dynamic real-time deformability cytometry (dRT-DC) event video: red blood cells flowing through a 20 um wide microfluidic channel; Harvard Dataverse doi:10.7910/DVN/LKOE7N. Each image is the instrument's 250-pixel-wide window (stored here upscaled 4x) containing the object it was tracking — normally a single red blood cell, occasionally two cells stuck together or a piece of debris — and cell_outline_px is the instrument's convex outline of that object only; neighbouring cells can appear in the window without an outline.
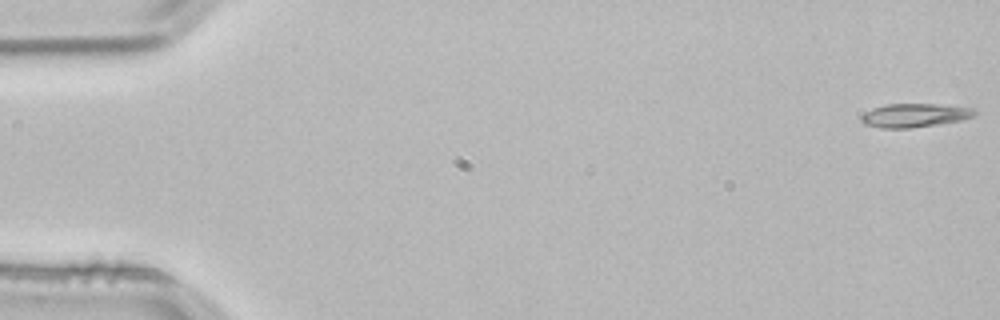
{"species": "common noctule bat (a hibernating species)", "species_latin": "Nyctalus noctula", "temperature_condition": "room temperature", "stored_images_in_passage": 3, "camera_frame_rate_fps": 3000, "um_per_image_px": 0.085, "animal": {"sex": "male", "body_mass_g": 21.5, "forearm_length_mm": 52.0}, "frame": {"image": 1, "passage_image": 1, "time_ms": 0.0, "image_size_px": [1000, 320], "cell_outline_px": [[976, 112], [972, 116], [964, 120], [940, 124], [912, 128], [880, 128], [864, 124], [860, 120], [860, 116], [864, 112], [872, 108], [888, 104], [936, 104], [976, 108]], "centroid_in_image_um": [77.73, 9.81], "position_along_channel_um": 7.3, "area_um2": 15.84}}
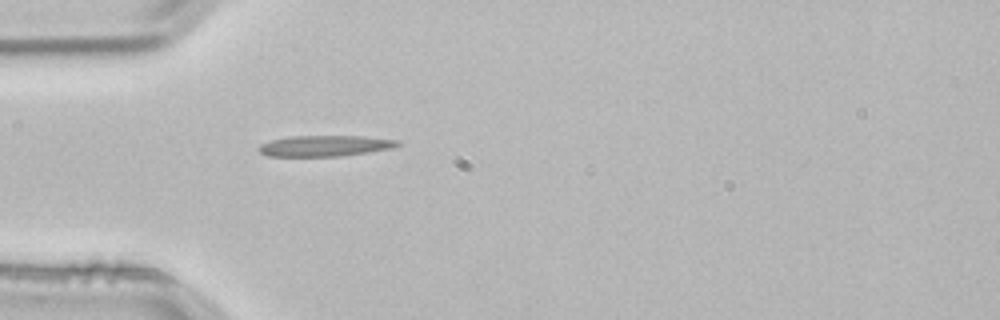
{"frame": {"image": 2, "passage_image": 3, "time_ms": 0.667, "image_size_px": [1000, 320], "cell_outline_px": [[400, 144], [392, 148], [368, 152], [340, 156], [268, 156], [260, 152], [260, 144], [272, 140], [292, 136], [364, 136], [400, 140]], "centroid_in_image_um": [27.66, 12.39], "position_along_channel_um": 57.3, "area_um2": 16.76}}